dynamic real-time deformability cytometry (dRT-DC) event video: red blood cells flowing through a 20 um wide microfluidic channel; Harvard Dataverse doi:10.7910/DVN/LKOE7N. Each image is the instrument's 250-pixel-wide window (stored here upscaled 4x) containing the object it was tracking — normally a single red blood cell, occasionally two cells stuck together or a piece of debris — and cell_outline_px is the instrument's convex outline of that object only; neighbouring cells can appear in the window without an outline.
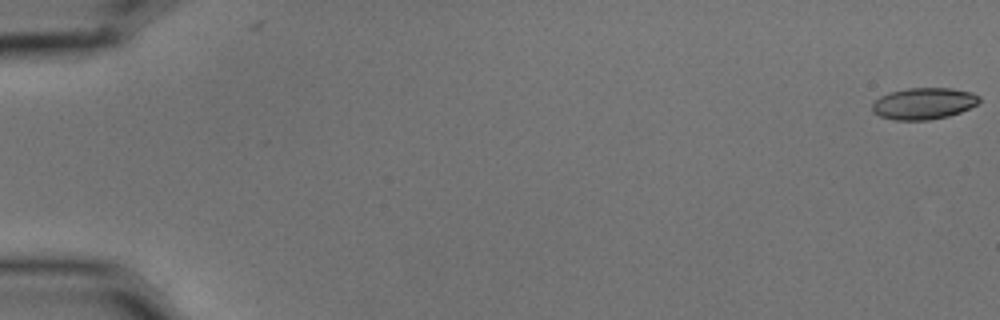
{"species": "common noctule bat (a hibernating species)", "species_latin": "Nyctalus noctula", "temperature_condition": "cold", "stored_images_in_passage": 57, "camera_frame_rate_fps": 3000, "um_per_image_px": 0.085, "animal": {"sex": "male", "body_mass_g": 15.6}, "frame": {"image": 1, "passage_image": 1, "time_ms": 0.0, "image_size_px": [1000, 320], "cell_outline_px": [[980, 100], [976, 104], [960, 112], [948, 116], [928, 120], [896, 120], [880, 116], [872, 112], [872, 104], [880, 96], [888, 92], [908, 88], [952, 88], [972, 92], [980, 96]], "centroid_in_image_um": [78.5, 8.79], "position_along_channel_um": 6.5, "area_um2": 19.71}}
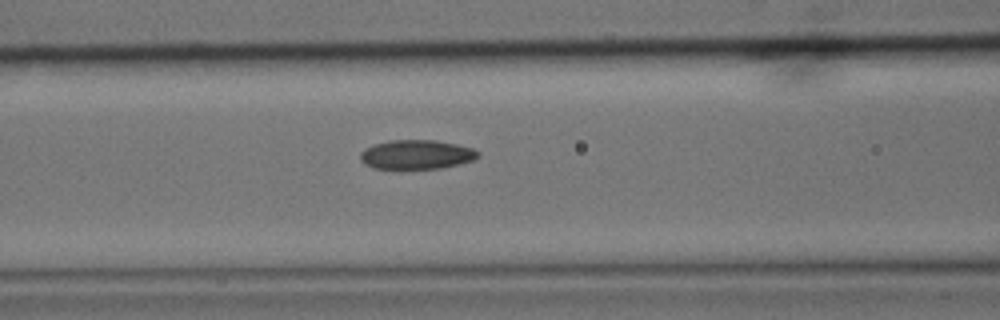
{"frame": {"image": 2, "passage_image": 25, "time_ms": 8.0, "image_size_px": [1000, 320], "cell_outline_px": [[480, 156], [472, 160], [440, 168], [372, 168], [364, 164], [360, 160], [360, 152], [364, 148], [388, 140], [436, 140], [456, 144], [472, 148], [480, 152]], "centroid_in_image_um": [35.37, 13.12], "position_along_channel_um": 131.2, "area_um2": 19.94}}
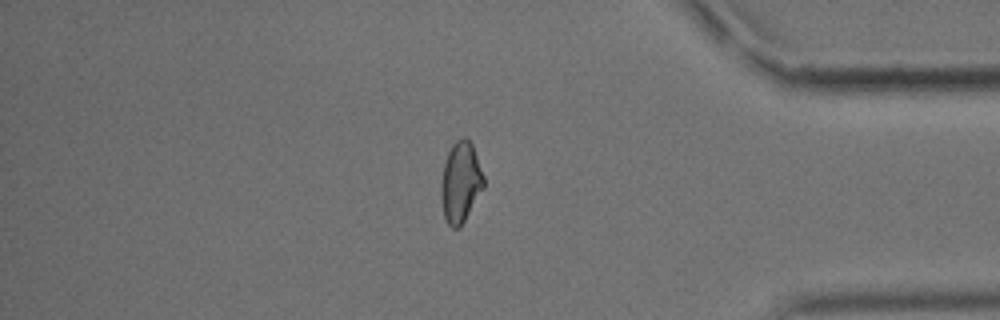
{"frame": {"image": 3, "passage_image": 49, "time_ms": 16.0, "image_size_px": [1000, 320], "cell_outline_px": [[484, 188], [460, 228], [452, 228], [448, 224], [444, 216], [440, 196], [440, 184], [444, 164], [448, 152], [452, 144], [456, 140], [464, 136], [472, 144], [484, 176]], "centroid_in_image_um": [39.14, 15.5], "position_along_channel_um": 396.1, "area_um2": 20.17}, "authors_computed_cell_mechanics": {"area_um2": 20.1144, "velocity_mm_per_s": 3.6007, "shape_relaxation_time_tau1_ms": null, "shape_relaxation_time_tau2_ms": 3.0783, "deformation_change_tau1": null, "deformation_change_tau2": 0.0925}}